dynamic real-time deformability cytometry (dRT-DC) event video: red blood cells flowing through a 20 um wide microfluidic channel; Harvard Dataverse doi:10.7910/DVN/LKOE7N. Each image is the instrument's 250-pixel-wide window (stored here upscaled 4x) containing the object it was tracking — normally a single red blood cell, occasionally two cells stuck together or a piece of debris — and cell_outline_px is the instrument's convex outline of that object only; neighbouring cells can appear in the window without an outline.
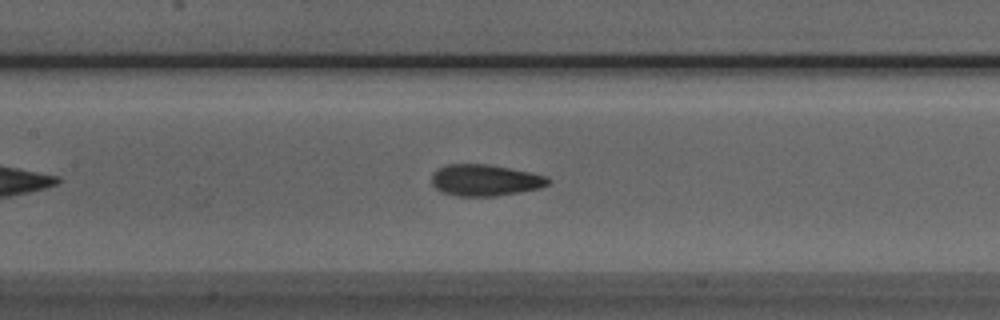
{"species": "Egyptian fruit bat (a non-hibernating species)", "species_latin": "Rousettus aegyptiacus", "temperature_condition": "room temperature", "stored_images_in_passage": 27, "camera_frame_rate_fps": 3000, "um_per_image_px": 0.085, "animal": {"sex": "male"}, "frame": {"image": 1, "passage_image": 14, "time_ms": 4.333, "image_size_px": [1000, 320], "cell_outline_px": [[552, 180], [548, 184], [540, 188], [520, 192], [496, 196], [456, 196], [440, 192], [432, 184], [432, 172], [436, 168], [448, 164], [488, 164], [548, 176]], "centroid_in_image_um": [41.2, 15.32], "position_along_channel_um": 166.2, "area_um2": 21.5}}
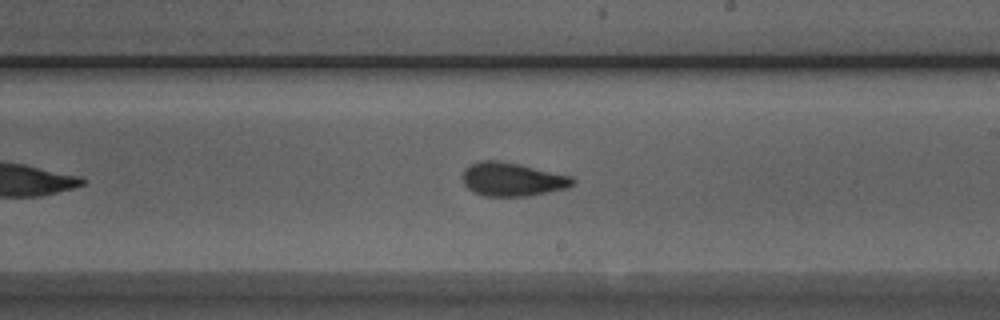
{"frame": {"image": 2, "passage_image": 20, "time_ms": 6.333, "image_size_px": [1000, 320], "cell_outline_px": [[576, 184], [568, 188], [528, 196], [484, 196], [472, 192], [464, 184], [460, 176], [464, 168], [480, 160], [500, 160], [520, 164], [572, 176], [576, 180]], "centroid_in_image_um": [43.54, 15.24], "position_along_channel_um": 245.5, "area_um2": 21.96}}
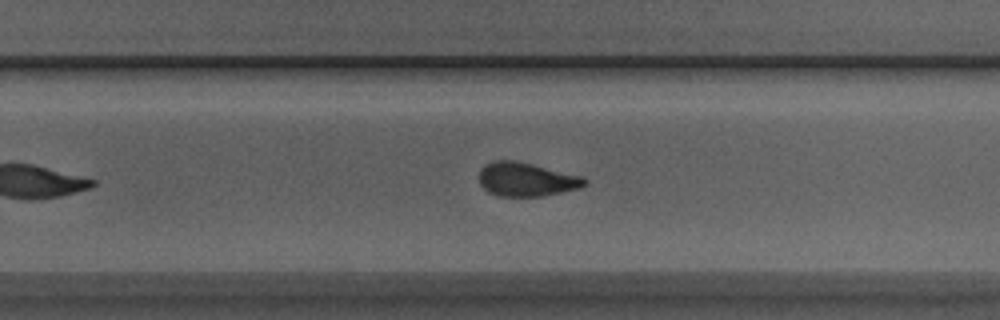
{"frame": {"image": 3, "passage_image": 23, "time_ms": 7.333, "image_size_px": [1000, 320], "cell_outline_px": [[588, 184], [580, 188], [544, 196], [500, 196], [488, 192], [480, 184], [480, 168], [484, 164], [492, 160], [516, 160], [584, 176], [588, 180]], "centroid_in_image_um": [44.77, 15.24], "position_along_channel_um": 285.0, "area_um2": 21.1}}